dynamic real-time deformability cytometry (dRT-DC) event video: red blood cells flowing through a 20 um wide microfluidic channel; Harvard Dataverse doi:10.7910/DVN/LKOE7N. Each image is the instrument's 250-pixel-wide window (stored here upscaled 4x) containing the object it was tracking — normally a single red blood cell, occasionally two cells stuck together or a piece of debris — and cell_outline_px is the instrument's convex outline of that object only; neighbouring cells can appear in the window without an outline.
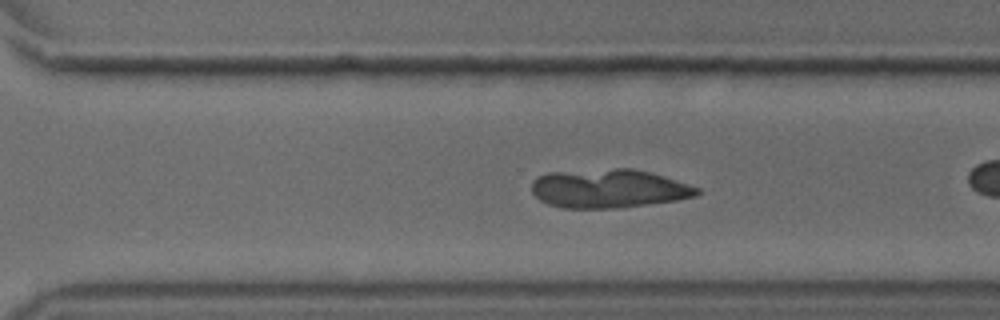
{"species": "common noctule bat (a hibernating species)", "species_latin": "Nyctalus noctula", "temperature_condition": "cold", "stored_images_in_passage": 44, "camera_frame_rate_fps": 3000, "um_per_image_px": 0.085, "animal": {"sex": "male", "body_mass_g": 18.8}, "frame": {"image": 1, "passage_image": 38, "time_ms": 12.333, "image_size_px": [1000, 320], "cell_outline_px": [[700, 192], [696, 196], [676, 200], [648, 204], [616, 208], [560, 208], [548, 204], [540, 200], [532, 192], [532, 180], [536, 176], [548, 172], [616, 168], [632, 168], [648, 172], [688, 184], [700, 188]], "centroid_in_image_um": [51.69, 16.03], "position_along_channel_um": 318.9, "area_um2": 37.34}}